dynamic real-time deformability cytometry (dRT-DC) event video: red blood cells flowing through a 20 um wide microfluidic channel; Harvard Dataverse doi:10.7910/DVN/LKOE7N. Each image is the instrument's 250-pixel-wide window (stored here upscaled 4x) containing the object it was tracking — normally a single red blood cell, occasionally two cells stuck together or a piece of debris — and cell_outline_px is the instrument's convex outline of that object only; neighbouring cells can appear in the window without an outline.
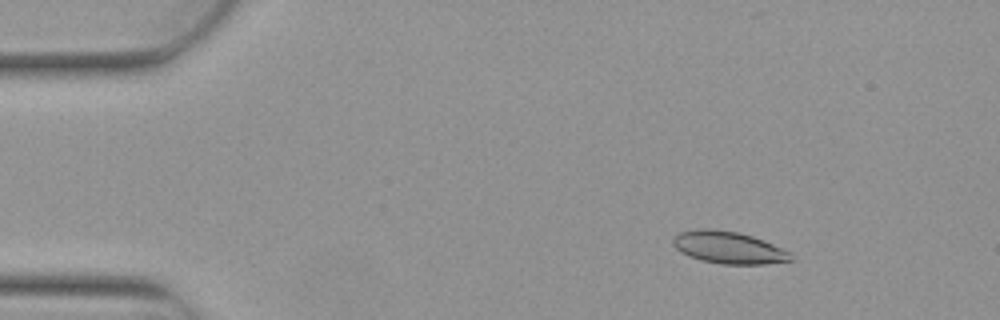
{"species": "Egyptian fruit bat (a non-hibernating species)", "species_latin": "Rousettus aegyptiacus", "temperature_condition": "warm", "stored_images_in_passage": 5, "camera_frame_rate_fps": 3000, "um_per_image_px": 0.085, "animal": {"sex": "female"}, "frame": {"image": 1, "passage_image": 3, "time_ms": 0.667, "image_size_px": [1000, 320], "cell_outline_px": [[792, 260], [764, 264], [720, 264], [700, 260], [688, 256], [680, 252], [672, 244], [672, 240], [680, 232], [696, 228], [708, 228], [740, 232], [752, 236], [792, 252]], "centroid_in_image_um": [61.9, 21.04], "position_along_channel_um": 23.1, "area_um2": 22.2}}
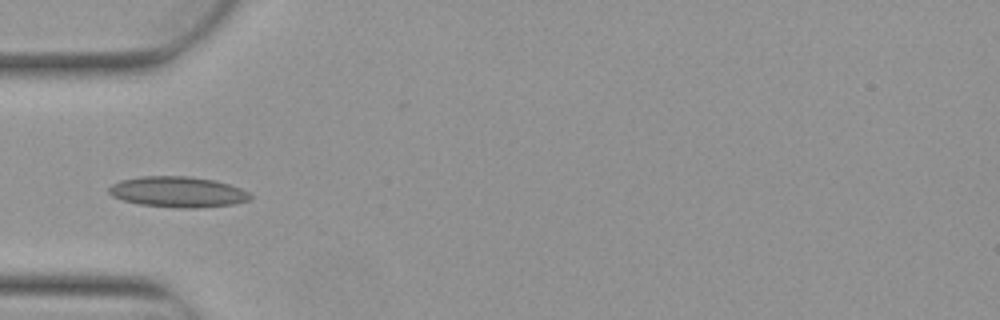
{"frame": {"image": 2, "passage_image": 5, "time_ms": 1.333, "image_size_px": [1000, 320], "cell_outline_px": [[252, 196], [248, 200], [232, 204], [192, 208], [176, 208], [140, 204], [124, 200], [112, 196], [108, 192], [108, 188], [112, 184], [120, 180], [140, 176], [192, 176], [212, 180], [228, 184], [240, 188], [248, 192]], "centroid_in_image_um": [15.07, 16.3], "position_along_channel_um": 69.9, "area_um2": 25.14}}